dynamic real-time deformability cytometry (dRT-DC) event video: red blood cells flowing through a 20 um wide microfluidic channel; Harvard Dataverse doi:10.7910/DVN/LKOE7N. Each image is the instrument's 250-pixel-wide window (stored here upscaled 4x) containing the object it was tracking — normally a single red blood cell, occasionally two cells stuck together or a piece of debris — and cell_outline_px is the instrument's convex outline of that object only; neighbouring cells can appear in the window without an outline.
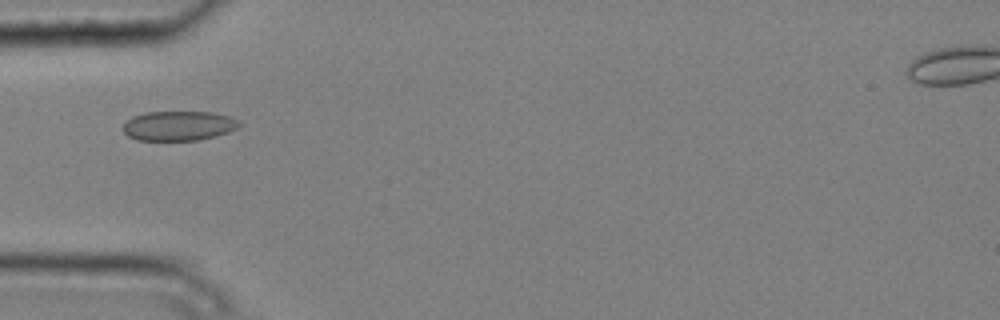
{"species": "common noctule bat (a hibernating species)", "species_latin": "Nyctalus noctula", "temperature_condition": "cold", "stored_images_in_passage": 8, "camera_frame_rate_fps": 3000, "um_per_image_px": 0.085, "animal": {"sex": "male", "body_mass_g": 20.4}, "frame": {"image": 1, "passage_image": 6, "time_ms": 1.667, "image_size_px": [1000, 320], "cell_outline_px": [[244, 124], [228, 132], [216, 136], [200, 140], [136, 140], [128, 136], [124, 132], [124, 124], [132, 116], [144, 112], [212, 112], [228, 116], [240, 120]], "centroid_in_image_um": [15.21, 10.69], "position_along_channel_um": 69.8, "area_um2": 20.17}}
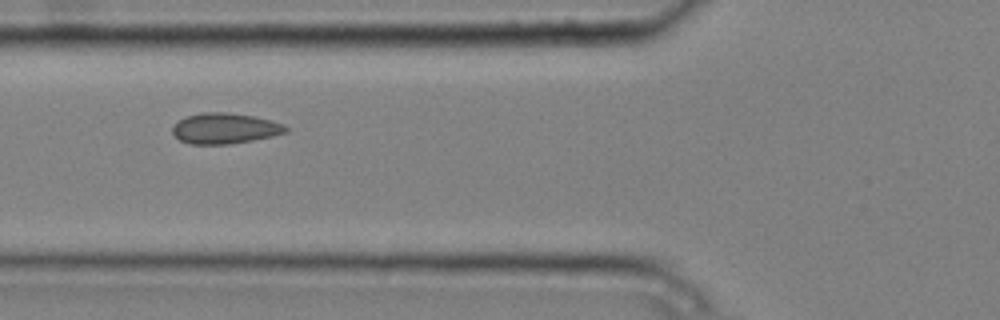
{"frame": {"image": 2, "passage_image": 7, "time_ms": 2.0, "image_size_px": [1000, 320], "cell_outline_px": [[288, 132], [272, 136], [252, 140], [228, 144], [188, 144], [180, 140], [172, 132], [172, 128], [180, 120], [188, 116], [204, 112], [228, 112], [252, 116], [272, 120], [284, 124], [288, 128]], "centroid_in_image_um": [19.14, 10.91], "position_along_channel_um": 106.7, "area_um2": 20.11}}
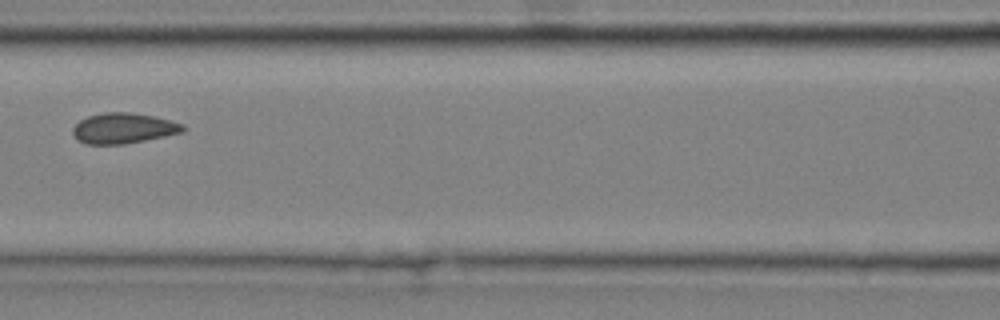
{"frame": {"image": 3, "passage_image": 8, "time_ms": 2.333, "image_size_px": [1000, 320], "cell_outline_px": [[184, 132], [124, 144], [84, 144], [76, 140], [72, 132], [72, 128], [80, 120], [88, 116], [104, 112], [128, 112], [152, 116], [184, 124]], "centroid_in_image_um": [10.44, 10.9], "position_along_channel_um": 156.2, "area_um2": 19.48}}